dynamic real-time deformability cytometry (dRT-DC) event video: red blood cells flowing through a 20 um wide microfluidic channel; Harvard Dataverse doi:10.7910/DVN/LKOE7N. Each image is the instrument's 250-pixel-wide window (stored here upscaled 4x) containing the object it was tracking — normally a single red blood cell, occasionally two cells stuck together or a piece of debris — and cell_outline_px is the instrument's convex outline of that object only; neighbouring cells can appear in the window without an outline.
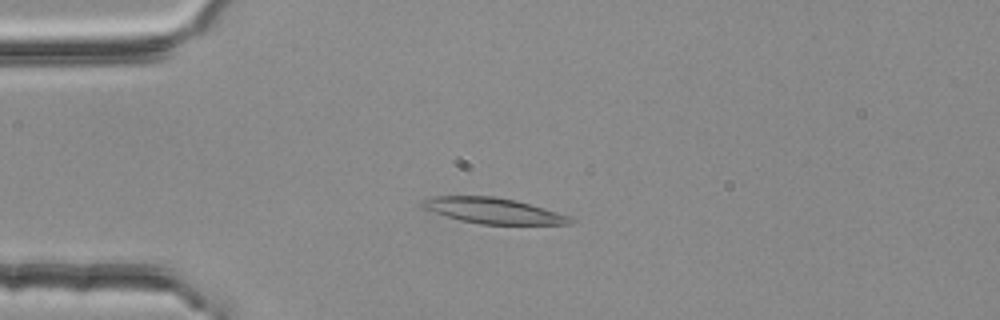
{"species": "common noctule bat (a hibernating species)", "species_latin": "Nyctalus noctula", "temperature_condition": "room temperature", "stored_images_in_passage": 42, "camera_frame_rate_fps": 3000, "um_per_image_px": 0.085, "animal": {"sex": "female", "body_mass_g": 25.1}, "frame": {"image": 1, "passage_image": 3, "time_ms": 0.667, "image_size_px": [1000, 320], "cell_outline_px": [[576, 220], [572, 224], [480, 224], [460, 220], [424, 208], [420, 204], [420, 200], [432, 196], [492, 196], [516, 200], [544, 208], [568, 216]], "centroid_in_image_um": [41.92, 17.9], "position_along_channel_um": 43.1, "area_um2": 21.91}}
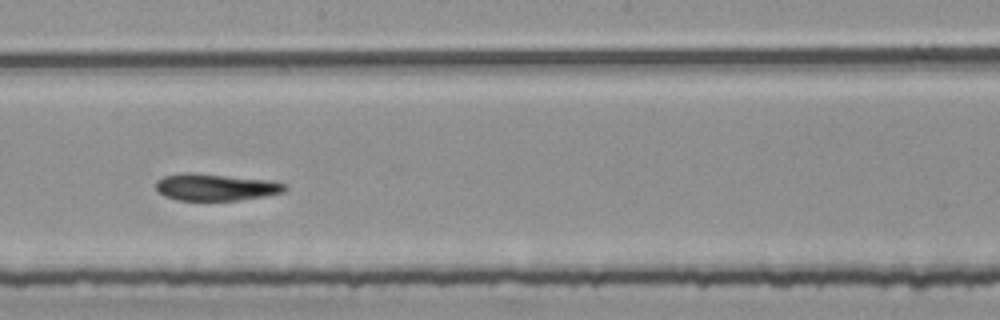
{"frame": {"image": 2, "passage_image": 20, "time_ms": 6.333, "image_size_px": [1000, 320], "cell_outline_px": [[288, 188], [284, 192], [236, 200], [176, 200], [164, 196], [156, 192], [156, 180], [164, 176], [184, 172], [188, 172], [272, 180], [288, 184]], "centroid_in_image_um": [18.3, 15.9], "position_along_channel_um": 229.9, "area_um2": 20.29}}
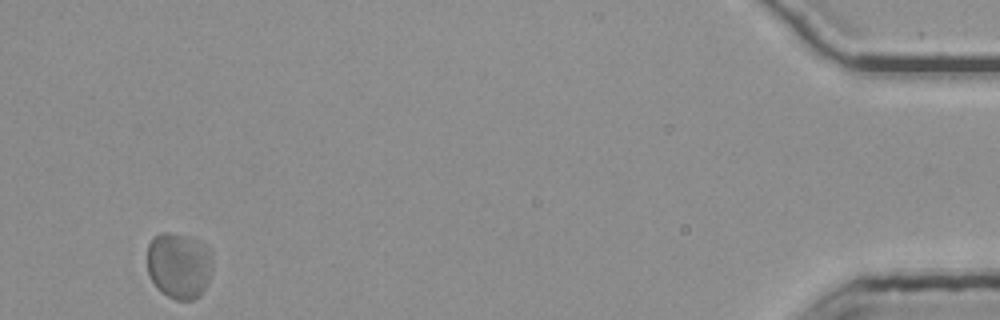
{"frame": {"image": 3, "passage_image": 42, "time_ms": 13.667, "image_size_px": [1000, 320], "cell_outline_px": [[212, 268], [208, 280], [200, 296], [192, 300], [176, 300], [168, 296], [156, 288], [148, 272], [148, 244], [152, 236], [160, 232], [168, 232], [192, 236], [204, 244], [212, 256]], "centroid_in_image_um": [15.2, 22.54], "position_along_channel_um": 420.0, "area_um2": 25.49}, "authors_computed_cell_mechanics": {"area_um2": 21.5305, "velocity_mm_per_s": 3.7113, "shape_relaxation_time_tau1_ms": 3.5656, "shape_relaxation_time_tau2_ms": 5.3362, "deformation_change_tau1": 0.1015, "deformation_change_tau2": 0.1179}}